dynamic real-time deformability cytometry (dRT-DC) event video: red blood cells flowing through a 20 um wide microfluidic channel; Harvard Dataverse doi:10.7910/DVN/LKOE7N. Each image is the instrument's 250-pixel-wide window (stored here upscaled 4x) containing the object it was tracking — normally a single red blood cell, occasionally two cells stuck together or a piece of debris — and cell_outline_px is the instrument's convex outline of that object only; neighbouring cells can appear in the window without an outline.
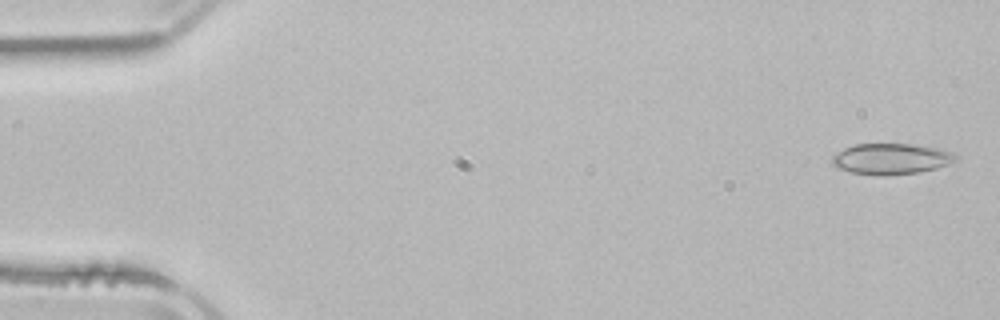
{"species": "common noctule bat (a hibernating species)", "species_latin": "Nyctalus noctula", "temperature_condition": "room temperature", "stored_images_in_passage": 3, "camera_frame_rate_fps": 3000, "um_per_image_px": 0.085, "animal": {"sex": "male", "body_mass_g": 21.5, "forearm_length_mm": 52.0}, "frame": {"image": 1, "passage_image": 1, "time_ms": 0.0, "image_size_px": [1000, 320], "cell_outline_px": [[956, 160], [948, 164], [936, 168], [916, 172], [884, 176], [876, 176], [852, 172], [836, 168], [832, 164], [832, 156], [836, 152], [844, 148], [856, 144], [912, 144], [936, 148], [952, 152], [956, 156]], "centroid_in_image_um": [75.69, 13.51], "position_along_channel_um": 9.3, "area_um2": 22.2}}
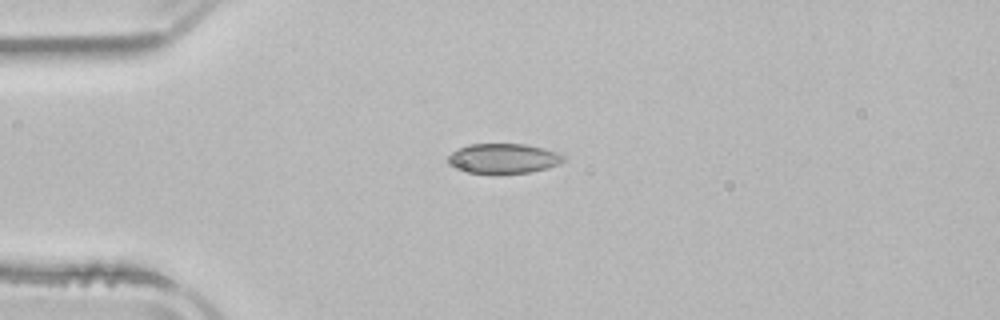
{"frame": {"image": 2, "passage_image": 3, "time_ms": 3.667, "image_size_px": [1000, 320], "cell_outline_px": [[564, 160], [560, 164], [548, 168], [528, 172], [468, 172], [452, 168], [448, 164], [448, 156], [452, 152], [468, 144], [524, 144], [544, 148], [556, 152], [564, 156]], "centroid_in_image_um": [42.77, 13.45], "position_along_channel_um": 42.2, "area_um2": 19.83}}